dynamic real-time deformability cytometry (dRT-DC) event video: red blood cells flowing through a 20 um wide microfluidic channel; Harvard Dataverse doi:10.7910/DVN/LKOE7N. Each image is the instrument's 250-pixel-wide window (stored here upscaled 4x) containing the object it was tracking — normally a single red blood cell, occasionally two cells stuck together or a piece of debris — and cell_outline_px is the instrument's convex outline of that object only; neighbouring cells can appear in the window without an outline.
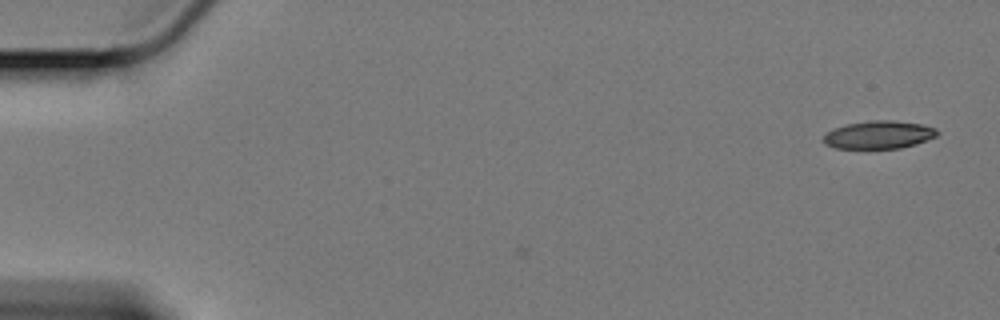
{"species": "Egyptian fruit bat (a non-hibernating species)", "species_latin": "Rousettus aegyptiacus", "temperature_condition": "cold", "stored_images_in_passage": 3, "camera_frame_rate_fps": 3000, "um_per_image_px": 0.085, "animal": {"sex": "female"}, "frame": {"image": 1, "passage_image": 3, "time_ms": 0.667, "image_size_px": [1000, 320], "cell_outline_px": [[940, 132], [936, 136], [916, 144], [900, 148], [836, 148], [824, 144], [824, 136], [832, 128], [844, 124], [872, 120], [892, 120], [920, 124], [936, 128]], "centroid_in_image_um": [74.69, 11.45], "position_along_channel_um": 10.3, "area_um2": 18.5}}